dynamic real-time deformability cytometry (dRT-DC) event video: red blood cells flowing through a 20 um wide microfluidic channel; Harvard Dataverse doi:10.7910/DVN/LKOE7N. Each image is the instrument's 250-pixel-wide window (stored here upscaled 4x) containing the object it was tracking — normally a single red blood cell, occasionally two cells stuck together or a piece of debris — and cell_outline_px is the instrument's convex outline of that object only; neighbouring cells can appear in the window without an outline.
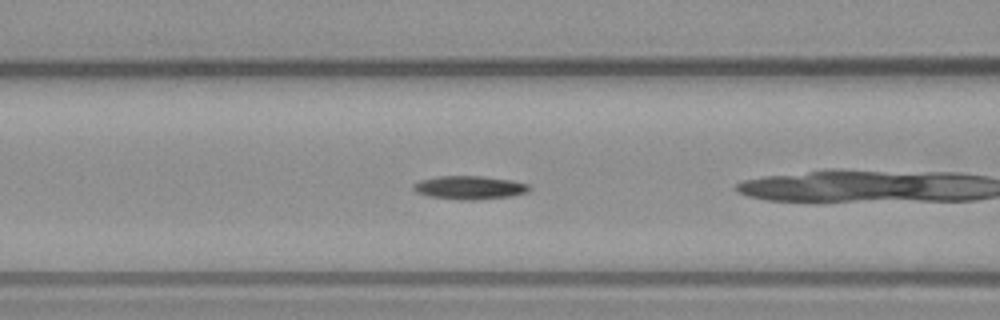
{"species": "common noctule bat (a hibernating species)", "species_latin": "Nyctalus noctula", "temperature_condition": "warm", "stored_images_in_passage": 46, "camera_frame_rate_fps": 3000, "um_per_image_px": 0.085, "animal": {"sex": "male", "body_mass_g": 23.1, "forearm_length_mm": 52.7}, "frame": {"image": 1, "passage_image": 15, "time_ms": 4.667, "image_size_px": [1000, 320], "cell_outline_px": [[532, 188], [524, 192], [512, 196], [476, 200], [460, 200], [428, 196], [416, 192], [412, 188], [412, 184], [420, 180], [440, 176], [480, 176], [508, 180], [528, 184]], "centroid_in_image_um": [39.86, 15.95], "position_along_channel_um": 126.7, "area_um2": 15.72}}
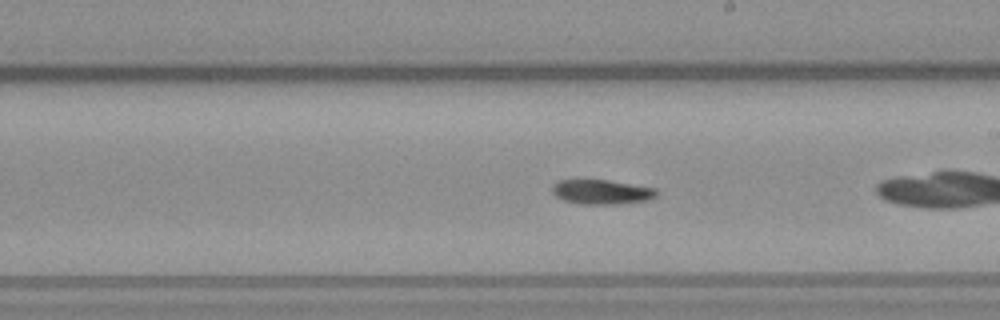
{"frame": {"image": 2, "passage_image": 23, "time_ms": 7.333, "image_size_px": [1000, 320], "cell_outline_px": [[656, 196], [648, 200], [616, 204], [580, 204], [564, 200], [556, 196], [552, 192], [552, 184], [560, 180], [608, 180], [656, 188]], "centroid_in_image_um": [51.12, 16.31], "position_along_channel_um": 237.9, "area_um2": 14.85}}
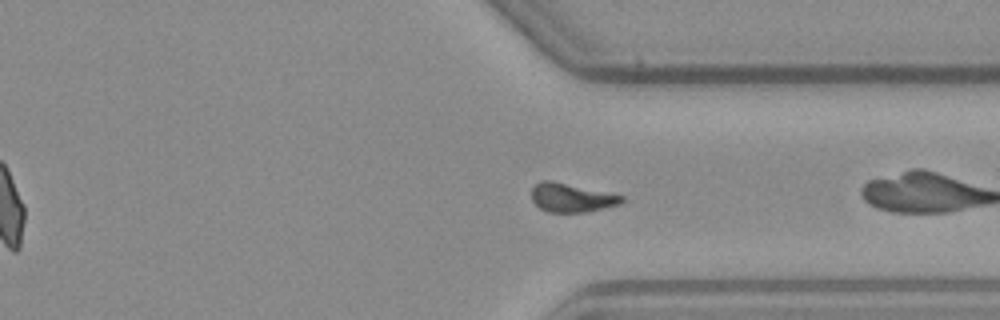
{"frame": {"image": 3, "passage_image": 32, "time_ms": 10.333, "image_size_px": [1000, 320], "cell_outline_px": [[624, 200], [620, 204], [588, 212], [548, 212], [540, 208], [532, 200], [532, 188], [540, 180], [552, 180], [624, 196]], "centroid_in_image_um": [48.57, 16.8], "position_along_channel_um": 362.8, "area_um2": 15.09}}